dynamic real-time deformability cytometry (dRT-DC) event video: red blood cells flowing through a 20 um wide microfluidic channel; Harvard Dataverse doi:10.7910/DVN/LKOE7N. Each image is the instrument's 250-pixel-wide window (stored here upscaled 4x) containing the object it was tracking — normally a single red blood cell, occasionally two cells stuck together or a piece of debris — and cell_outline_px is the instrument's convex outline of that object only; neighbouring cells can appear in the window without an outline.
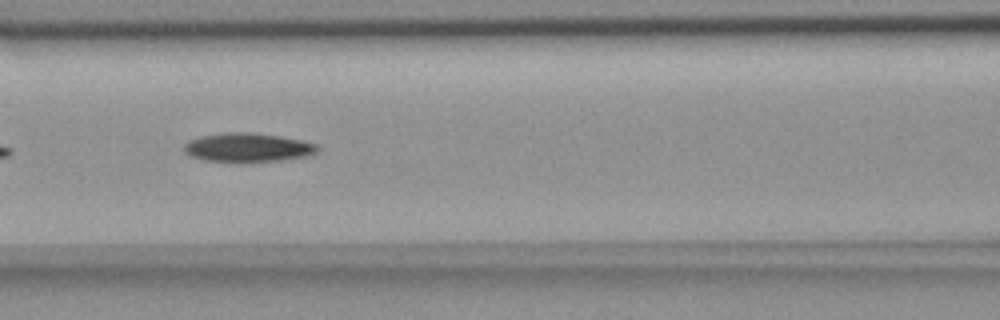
{"species": "common noctule bat (a hibernating species)", "species_latin": "Nyctalus noctula", "temperature_condition": "room temperature", "stored_images_in_passage": 8, "camera_frame_rate_fps": 3000, "um_per_image_px": 0.085, "animal": {"sex": "female", "body_mass_g": 18.4}, "frame": {"image": 1, "passage_image": 7, "time_ms": 7.0, "image_size_px": [1000, 320], "cell_outline_px": [[320, 148], [316, 152], [308, 156], [280, 160], [240, 164], [204, 160], [192, 156], [184, 152], [184, 144], [188, 140], [200, 136], [224, 132], [248, 132], [280, 136], [304, 140], [316, 144]], "centroid_in_image_um": [21.04, 12.56], "position_along_channel_um": 145.6, "area_um2": 23.12}}
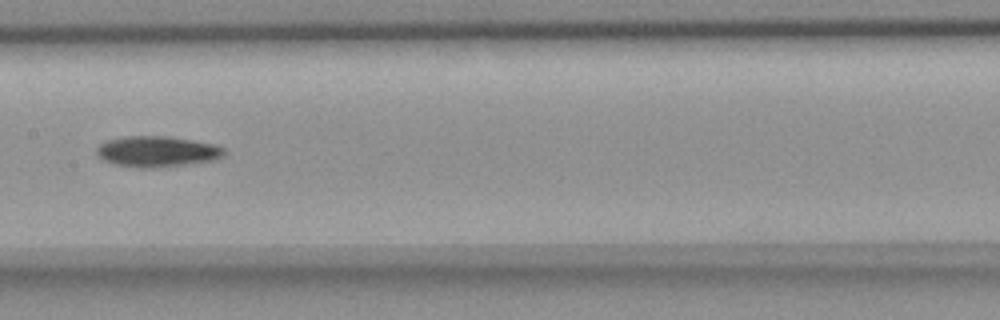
{"frame": {"image": 2, "passage_image": 8, "time_ms": 8.333, "image_size_px": [1000, 320], "cell_outline_px": [[224, 156], [216, 160], [184, 164], [144, 168], [140, 168], [116, 164], [104, 160], [96, 156], [96, 148], [100, 144], [108, 140], [124, 136], [168, 136], [216, 144], [224, 148]], "centroid_in_image_um": [13.35, 12.86], "position_along_channel_um": 194.1, "area_um2": 22.77}}